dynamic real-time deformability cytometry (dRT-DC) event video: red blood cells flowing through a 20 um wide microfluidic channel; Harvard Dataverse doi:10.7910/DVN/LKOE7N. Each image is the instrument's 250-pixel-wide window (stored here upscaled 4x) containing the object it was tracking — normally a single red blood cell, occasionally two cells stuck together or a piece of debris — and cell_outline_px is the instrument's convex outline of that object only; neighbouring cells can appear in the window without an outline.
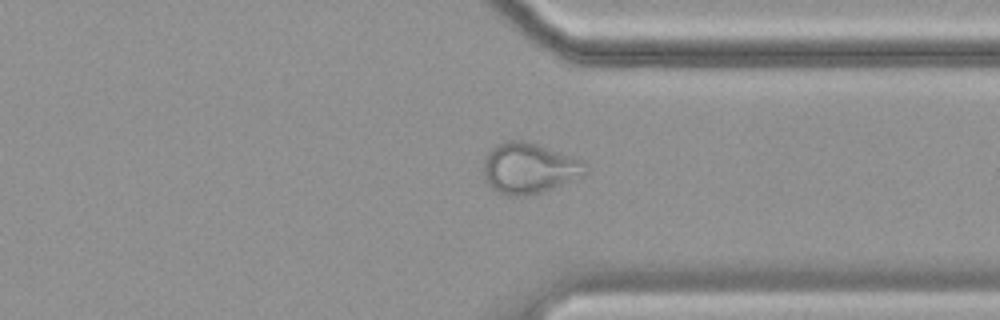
{"species": "common noctule bat (a hibernating species)", "species_latin": "Nyctalus noctula", "temperature_condition": "cold", "stored_images_in_passage": 46, "camera_frame_rate_fps": 3000, "um_per_image_px": 0.085, "animal": {"sex": "female", "body_mass_g": 19.9}, "frame": {"image": 1, "passage_image": 32, "time_ms": 10.333, "image_size_px": [1000, 320], "cell_outline_px": [[588, 172], [584, 176], [544, 192], [528, 196], [504, 196], [496, 192], [484, 180], [484, 156], [496, 144], [508, 140], [524, 140], [584, 160], [588, 164]], "centroid_in_image_um": [44.99, 14.32], "position_along_channel_um": 366.4, "area_um2": 30.75}}
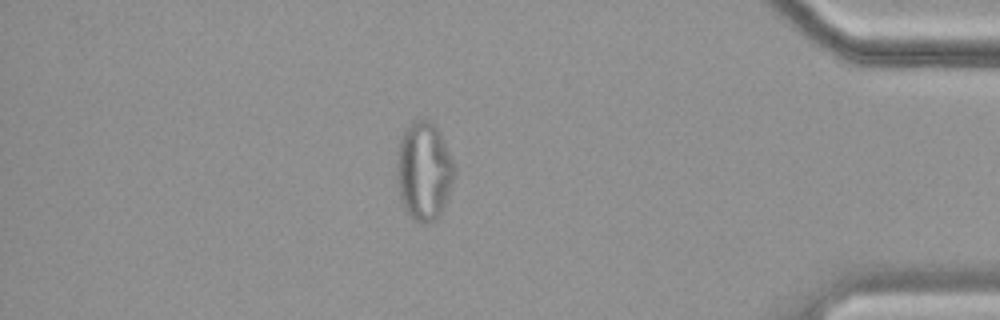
{"frame": {"image": 2, "passage_image": 38, "time_ms": 12.333, "image_size_px": [1000, 320], "cell_outline_px": [[456, 172], [448, 196], [436, 220], [424, 224], [420, 224], [404, 208], [400, 196], [396, 180], [396, 164], [400, 140], [404, 128], [412, 120], [428, 120], [436, 128], [456, 168]], "centroid_in_image_um": [36.01, 14.55], "position_along_channel_um": 399.2, "area_um2": 32.77}, "authors_computed_cell_mechanics": {"area_um2": 28.2353, "velocity_mm_per_s": 3.4818, "shape_relaxation_time_tau1_ms": null, "shape_relaxation_time_tau2_ms": 1.2475, "deformation_change_tau1": null, "deformation_change_tau2": 0.0704}}